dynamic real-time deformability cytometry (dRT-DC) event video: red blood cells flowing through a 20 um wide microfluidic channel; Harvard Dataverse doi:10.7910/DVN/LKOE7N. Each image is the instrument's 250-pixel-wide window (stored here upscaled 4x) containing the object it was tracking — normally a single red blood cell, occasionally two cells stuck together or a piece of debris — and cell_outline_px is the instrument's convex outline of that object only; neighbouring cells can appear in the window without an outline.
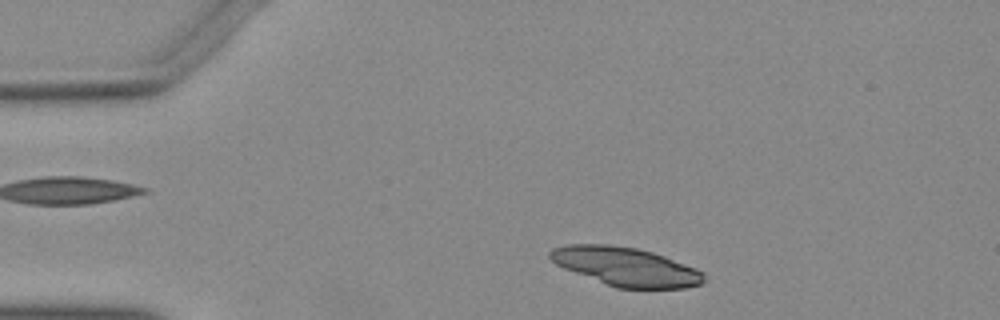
{"species": "Egyptian fruit bat (a non-hibernating species)", "species_latin": "Rousettus aegyptiacus", "temperature_condition": "warm", "stored_images_in_passage": 45, "camera_frame_rate_fps": 3000, "um_per_image_px": 0.085, "animal": {"sex": "female"}, "frame": {"image": 1, "passage_image": 2, "time_ms": 0.333, "image_size_px": [1000, 320], "cell_outline_px": [[704, 280], [700, 284], [684, 288], [616, 288], [564, 268], [556, 264], [548, 256], [548, 252], [552, 248], [568, 244], [608, 244], [636, 248], [652, 252], [664, 256], [696, 268], [704, 272]], "centroid_in_image_um": [53.18, 22.65], "position_along_channel_um": 31.8, "area_um2": 34.51}}